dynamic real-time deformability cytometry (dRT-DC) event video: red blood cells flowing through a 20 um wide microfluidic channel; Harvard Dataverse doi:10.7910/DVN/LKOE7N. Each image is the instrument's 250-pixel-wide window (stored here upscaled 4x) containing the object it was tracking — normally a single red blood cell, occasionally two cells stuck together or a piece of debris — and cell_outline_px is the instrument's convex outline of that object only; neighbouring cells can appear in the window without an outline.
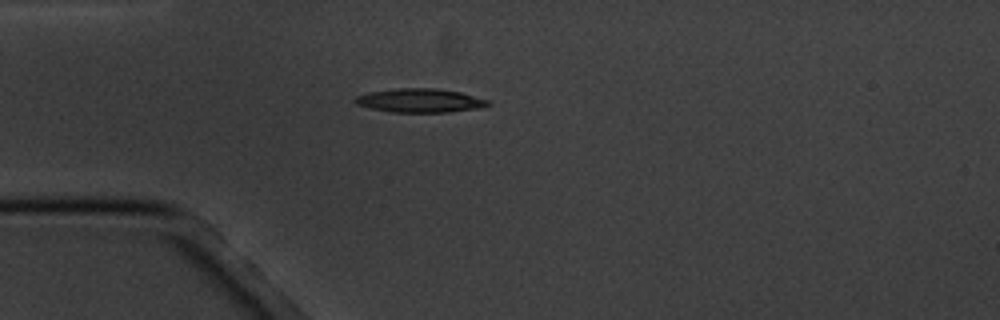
{"species": "common noctule bat (a hibernating species)", "species_latin": "Nyctalus noctula", "temperature_condition": "cold", "stored_images_in_passage": 2, "camera_frame_rate_fps": 3000, "um_per_image_px": 0.085, "animal": {"sex": "male", "body_mass_g": 20.1, "forearm_length_mm": 53.5}, "frame": {"image": 1, "passage_image": 1, "time_ms": 0.0, "image_size_px": [1000, 320], "cell_outline_px": [[492, 104], [480, 108], [448, 112], [392, 112], [372, 108], [356, 104], [352, 100], [356, 96], [368, 92], [396, 88], [436, 88], [460, 92], [492, 100]], "centroid_in_image_um": [35.74, 8.54], "position_along_channel_um": 49.3, "area_um2": 18.61}}